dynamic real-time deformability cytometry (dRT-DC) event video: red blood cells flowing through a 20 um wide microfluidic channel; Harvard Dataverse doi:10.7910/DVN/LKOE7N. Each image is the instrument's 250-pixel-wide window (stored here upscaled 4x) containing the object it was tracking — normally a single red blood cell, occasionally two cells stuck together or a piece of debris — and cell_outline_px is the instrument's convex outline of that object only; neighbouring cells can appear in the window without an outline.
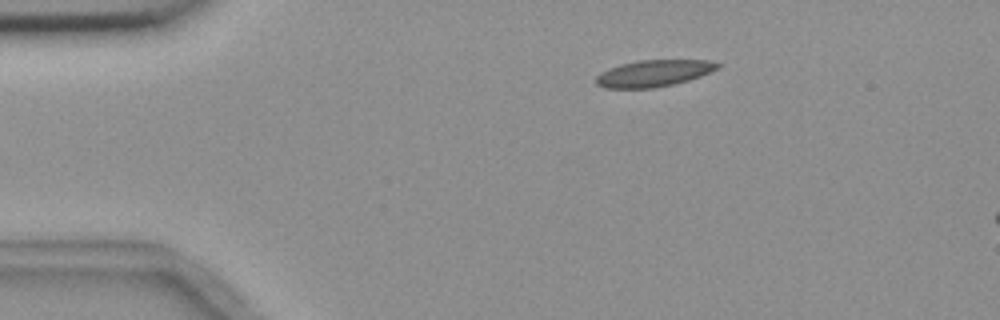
{"species": "common noctule bat (a hibernating species)", "species_latin": "Nyctalus noctula", "temperature_condition": "room temperature", "stored_images_in_passage": 3, "camera_frame_rate_fps": 3000, "um_per_image_px": 0.085, "animal": {"sex": "female", "body_mass_g": 18.4}, "frame": {"image": 1, "passage_image": 3, "time_ms": 2.333, "image_size_px": [1000, 320], "cell_outline_px": [[720, 68], [700, 76], [688, 80], [672, 84], [652, 88], [604, 88], [596, 84], [596, 76], [600, 72], [620, 64], [640, 60], [708, 60], [720, 64]], "centroid_in_image_um": [55.55, 6.23], "position_along_channel_um": 29.5, "area_um2": 18.79}}